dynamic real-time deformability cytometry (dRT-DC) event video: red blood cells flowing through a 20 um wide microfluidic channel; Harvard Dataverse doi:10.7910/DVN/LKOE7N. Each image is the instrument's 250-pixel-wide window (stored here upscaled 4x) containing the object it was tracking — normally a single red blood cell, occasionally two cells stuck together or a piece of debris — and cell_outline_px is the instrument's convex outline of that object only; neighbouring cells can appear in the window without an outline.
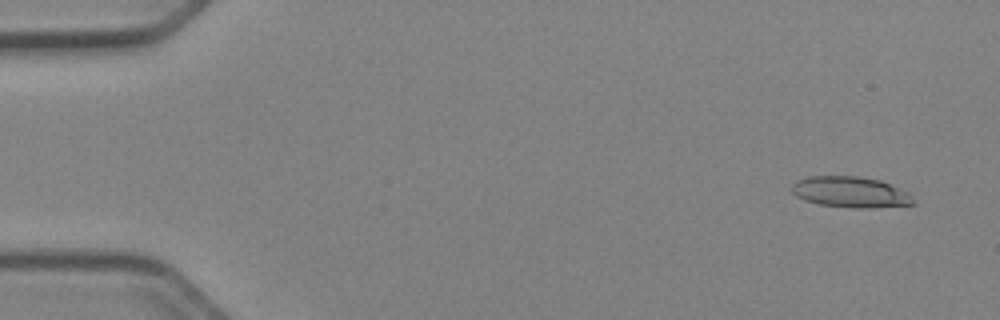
{"species": "Egyptian fruit bat (a non-hibernating species)", "species_latin": "Rousettus aegyptiacus", "temperature_condition": "cold", "stored_images_in_passage": 49, "camera_frame_rate_fps": 3000, "um_per_image_px": 0.085, "animal": {"sex": "female"}, "frame": {"image": 1, "passage_image": 1, "time_ms": 0.0, "image_size_px": [1000, 320], "cell_outline_px": [[916, 204], [872, 208], [852, 208], [820, 204], [804, 200], [796, 196], [792, 192], [792, 184], [796, 180], [808, 176], [860, 176], [880, 180], [908, 192]], "centroid_in_image_um": [72.28, 16.32], "position_along_channel_um": 12.7, "area_um2": 21.96}}
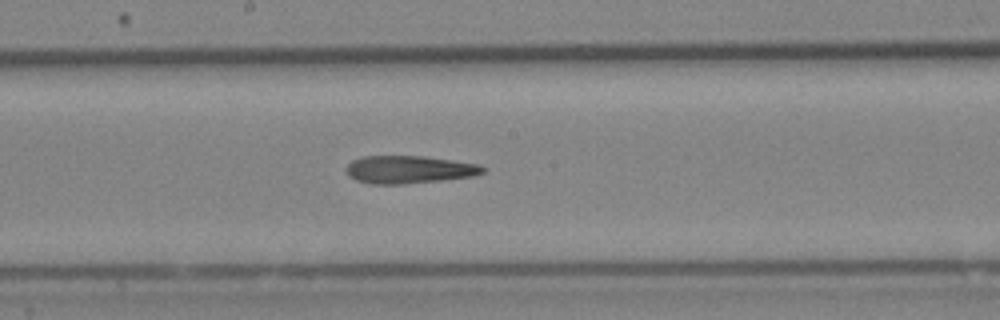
{"frame": {"image": 2, "passage_image": 26, "time_ms": 8.333, "image_size_px": [1000, 320], "cell_outline_px": [[488, 168], [484, 172], [472, 176], [440, 180], [404, 184], [372, 184], [356, 180], [348, 176], [344, 168], [352, 160], [360, 156], [424, 156], [480, 164]], "centroid_in_image_um": [34.74, 14.4], "position_along_channel_um": 213.5, "area_um2": 22.25}}
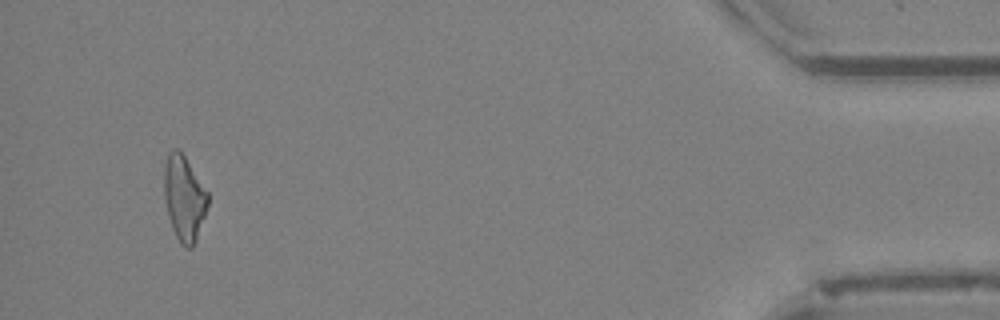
{"frame": {"image": 3, "passage_image": 47, "time_ms": 15.333, "image_size_px": [1000, 320], "cell_outline_px": [[208, 204], [196, 240], [192, 248], [184, 248], [180, 244], [172, 228], [168, 216], [164, 196], [164, 164], [168, 152], [172, 148], [176, 148], [184, 156], [208, 192]], "centroid_in_image_um": [15.63, 16.85], "position_along_channel_um": 419.6, "area_um2": 21.62}, "authors_computed_cell_mechanics": {"area_um2": 22.1952, "velocity_mm_per_s": 3.9836, "shape_relaxation_time_tau1_ms": null, "shape_relaxation_time_tau2_ms": 8.3425, "deformation_change_tau1": null, "deformation_change_tau2": 0.2646}}